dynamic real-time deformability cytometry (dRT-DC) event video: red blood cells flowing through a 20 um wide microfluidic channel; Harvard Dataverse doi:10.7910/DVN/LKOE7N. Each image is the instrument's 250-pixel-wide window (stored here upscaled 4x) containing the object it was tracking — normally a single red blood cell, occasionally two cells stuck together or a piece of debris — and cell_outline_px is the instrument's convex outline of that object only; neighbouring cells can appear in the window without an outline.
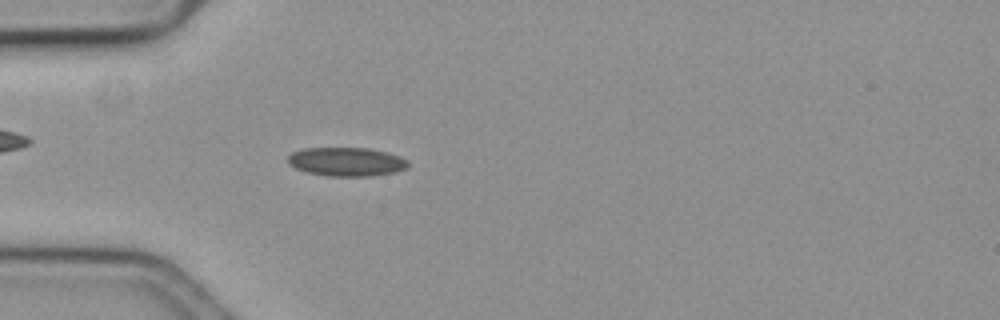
{"species": "common noctule bat (a hibernating species)", "species_latin": "Nyctalus noctula", "temperature_condition": "cold", "stored_images_in_passage": 50, "camera_frame_rate_fps": 3000, "um_per_image_px": 0.085, "animal": {"sex": "female", "body_mass_g": 19.3, "forearm_length_mm": 54.1}, "frame": {"image": 1, "passage_image": 9, "time_ms": 2.667, "image_size_px": [1000, 320], "cell_outline_px": [[408, 164], [404, 168], [388, 172], [356, 176], [340, 176], [312, 172], [300, 168], [292, 164], [288, 160], [288, 156], [296, 152], [312, 148], [360, 148], [380, 152], [396, 156], [404, 160]], "centroid_in_image_um": [29.41, 13.73], "position_along_channel_um": 55.6, "area_um2": 18.38}}
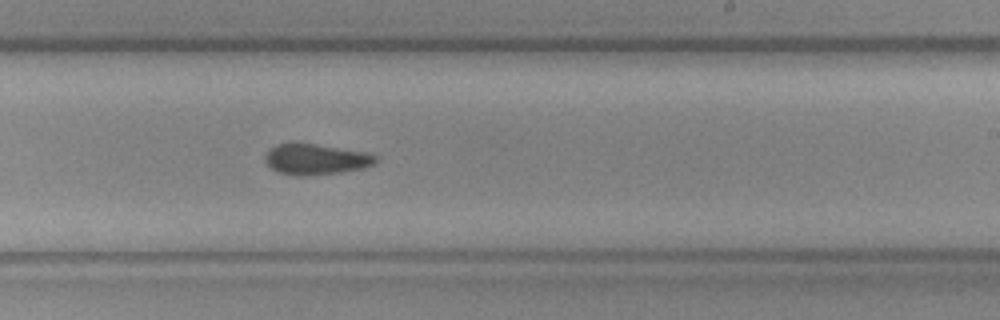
{"frame": {"image": 2, "passage_image": 27, "time_ms": 8.667, "image_size_px": [1000, 320], "cell_outline_px": [[372, 160], [368, 164], [356, 168], [328, 172], [284, 172], [268, 164], [268, 152], [272, 148], [280, 144], [308, 144], [352, 152], [372, 156]], "centroid_in_image_um": [26.7, 13.49], "position_along_channel_um": 262.3, "area_um2": 16.36}}
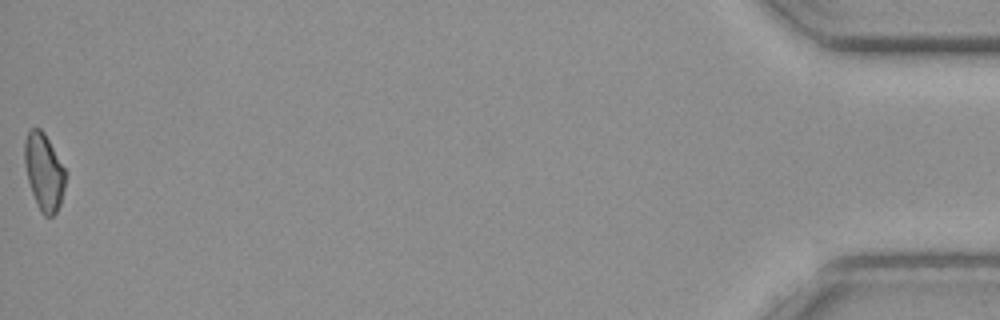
{"frame": {"image": 3, "passage_image": 50, "time_ms": 16.333, "image_size_px": [1000, 320], "cell_outline_px": [[64, 184], [60, 204], [56, 212], [52, 216], [44, 216], [36, 200], [28, 180], [24, 156], [24, 148], [28, 132], [32, 128], [40, 128], [48, 140], [64, 168]], "centroid_in_image_um": [3.73, 14.6], "position_along_channel_um": 431.5, "area_um2": 17.4}}